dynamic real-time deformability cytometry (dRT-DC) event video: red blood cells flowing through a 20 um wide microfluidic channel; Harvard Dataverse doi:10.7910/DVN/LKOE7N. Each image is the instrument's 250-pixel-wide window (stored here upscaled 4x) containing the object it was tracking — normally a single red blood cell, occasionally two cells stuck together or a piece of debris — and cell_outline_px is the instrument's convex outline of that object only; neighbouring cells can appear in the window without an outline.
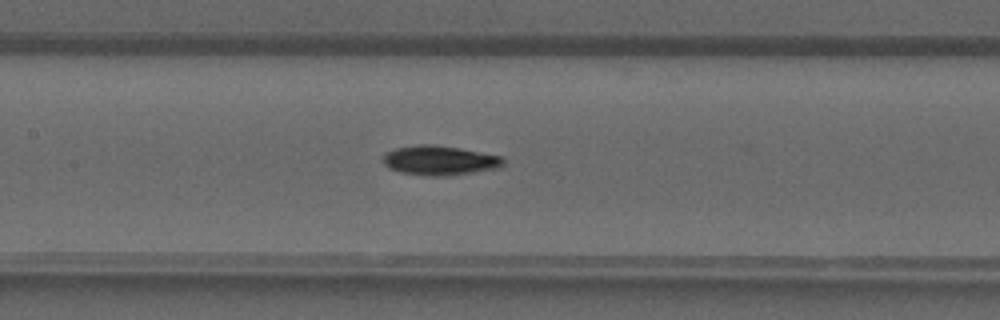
{"species": "common noctule bat (a hibernating species)", "species_latin": "Nyctalus noctula", "temperature_condition": "warm", "stored_images_in_passage": 36, "camera_frame_rate_fps": 3000, "um_per_image_px": 0.085, "animal": {"sex": "male", "forearm_length_mm": 52.5}, "frame": {"image": 1, "passage_image": 20, "time_ms": 6.333, "image_size_px": [1000, 320], "cell_outline_px": [[504, 164], [496, 168], [472, 172], [444, 176], [424, 176], [400, 172], [388, 168], [384, 164], [384, 156], [388, 152], [396, 148], [420, 144], [436, 144], [460, 148], [504, 156]], "centroid_in_image_um": [37.38, 13.63], "position_along_channel_um": 170.0, "area_um2": 20.69}}
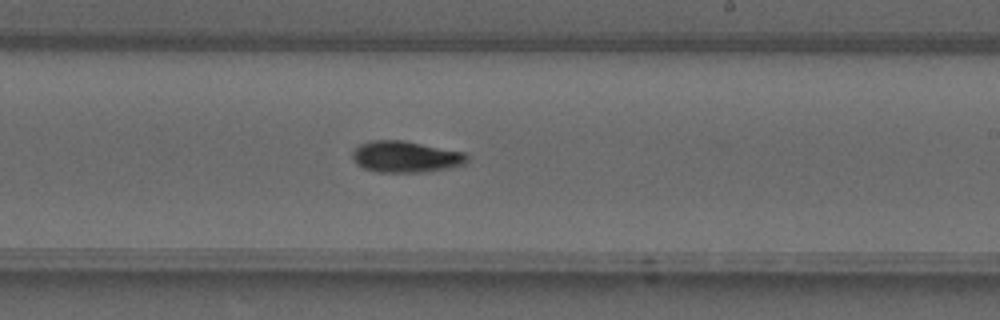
{"frame": {"image": 2, "passage_image": 25, "time_ms": 8.0, "image_size_px": [1000, 320], "cell_outline_px": [[468, 160], [464, 164], [448, 168], [424, 172], [376, 172], [364, 168], [356, 164], [352, 160], [352, 152], [360, 144], [372, 140], [404, 140], [464, 152], [468, 156]], "centroid_in_image_um": [34.46, 13.32], "position_along_channel_um": 254.5, "area_um2": 21.04}}
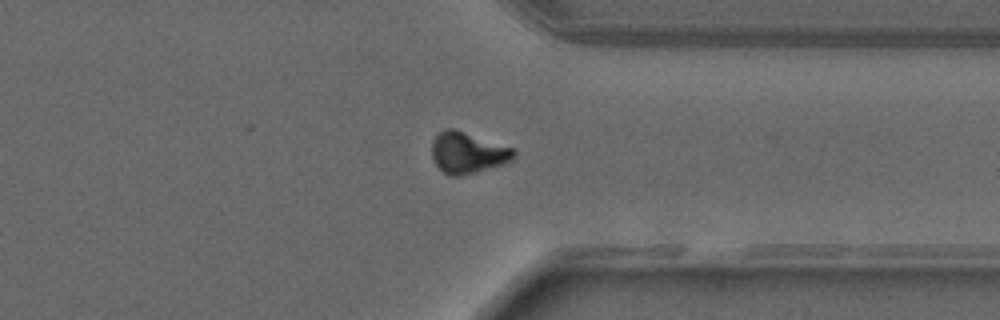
{"frame": {"image": 3, "passage_image": 32, "time_ms": 10.333, "image_size_px": [1000, 320], "cell_outline_px": [[516, 156], [504, 164], [460, 176], [448, 176], [432, 160], [432, 140], [444, 128], [456, 128], [516, 148]], "centroid_in_image_um": [39.77, 12.95], "position_along_channel_um": 371.6, "area_um2": 20.06}}